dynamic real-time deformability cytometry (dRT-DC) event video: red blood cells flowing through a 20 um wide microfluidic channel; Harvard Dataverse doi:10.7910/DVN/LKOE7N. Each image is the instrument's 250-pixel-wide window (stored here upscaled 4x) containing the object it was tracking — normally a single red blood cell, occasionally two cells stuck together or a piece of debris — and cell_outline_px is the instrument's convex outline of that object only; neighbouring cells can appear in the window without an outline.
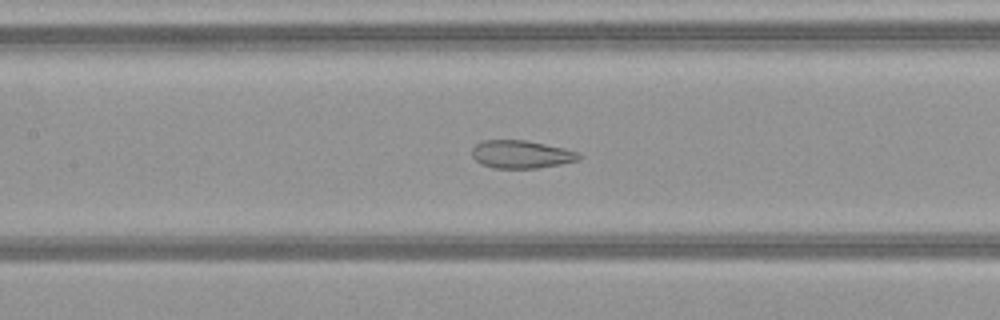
{"species": "common noctule bat (a hibernating species)", "species_latin": "Nyctalus noctula", "temperature_condition": "warm", "stored_images_in_passage": 51, "camera_frame_rate_fps": 3000, "um_per_image_px": 0.085, "animal": {"sex": "female", "body_mass_g": 21.9}, "frame": {"image": 1, "passage_image": 25, "time_ms": 8.0, "image_size_px": [1000, 320], "cell_outline_px": [[580, 160], [560, 164], [536, 168], [492, 168], [480, 164], [472, 156], [472, 148], [476, 144], [484, 140], [524, 140], [564, 148], [576, 152], [580, 156]], "centroid_in_image_um": [44.26, 13.12], "position_along_channel_um": 163.1, "area_um2": 17.28}}
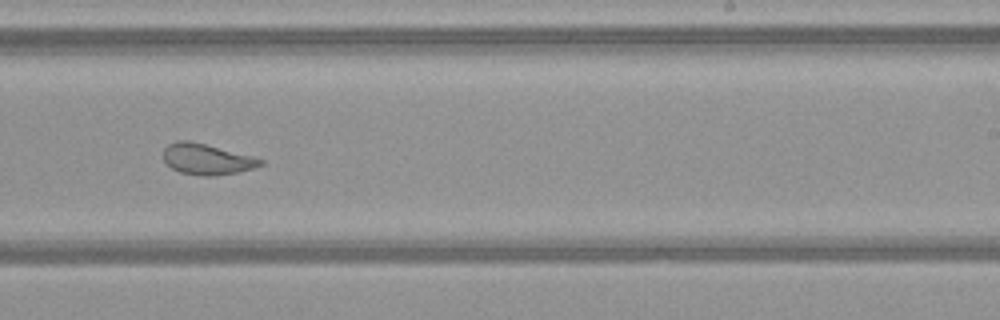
{"frame": {"image": 2, "passage_image": 33, "time_ms": 10.667, "image_size_px": [1000, 320], "cell_outline_px": [[264, 164], [240, 172], [212, 176], [204, 176], [180, 172], [172, 168], [164, 160], [164, 148], [168, 144], [176, 140], [188, 140], [252, 156], [264, 160]], "centroid_in_image_um": [17.58, 13.53], "position_along_channel_um": 271.4, "area_um2": 17.28}}
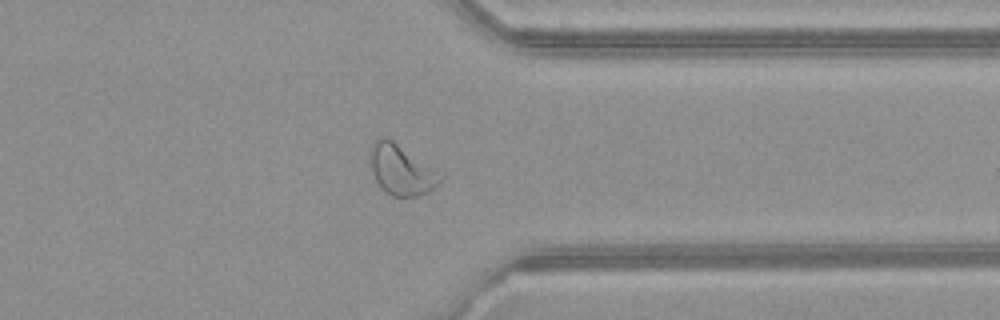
{"frame": {"image": 3, "passage_image": 41, "time_ms": 13.333, "image_size_px": [1000, 320], "cell_outline_px": [[444, 176], [428, 192], [416, 196], [392, 196], [376, 180], [372, 172], [372, 144], [380, 136], [384, 136], [392, 140], [444, 172]], "centroid_in_image_um": [34.19, 14.41], "position_along_channel_um": 377.2, "area_um2": 20.29}, "authors_computed_cell_mechanics": {"area_um2": 22.4264, "velocity_mm_per_s": 4.0894, "shape_relaxation_time_tau1_ms": 10.9725, "shape_relaxation_time_tau2_ms": 1.1227, "deformation_change_tau1": 0.1929, "deformation_change_tau2": 0.0873}}